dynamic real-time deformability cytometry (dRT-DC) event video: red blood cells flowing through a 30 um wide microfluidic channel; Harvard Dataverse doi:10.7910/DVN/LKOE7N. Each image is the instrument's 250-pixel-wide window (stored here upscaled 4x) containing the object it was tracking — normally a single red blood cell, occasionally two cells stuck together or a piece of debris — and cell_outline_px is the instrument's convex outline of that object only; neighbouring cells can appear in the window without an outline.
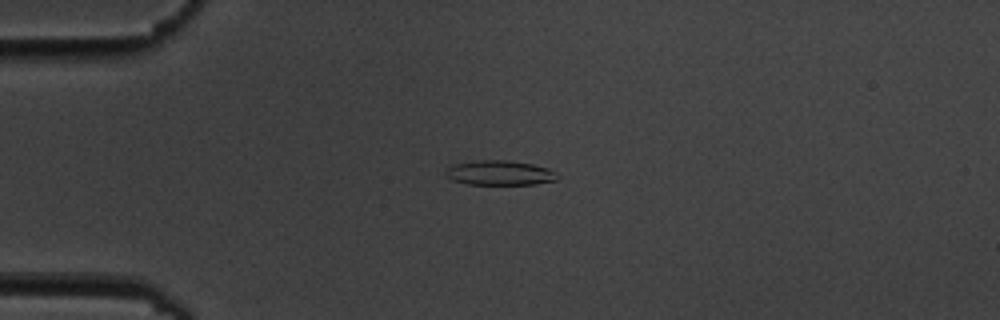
{"species": "common noctule bat (a hibernating species)", "species_latin": "Nyctalus noctula", "temperature_condition": "cold", "stored_images_in_passage": 5, "camera_frame_rate_fps": 3000, "um_per_image_px": 0.085, "animal": {"sex": "male", "body_mass_g": 19.5, "forearm_length_mm": 54.6}, "frame": {"image": 1, "passage_image": 5, "time_ms": 4.667, "image_size_px": [1000, 320], "cell_outline_px": [[560, 176], [556, 180], [536, 184], [468, 184], [452, 180], [444, 172], [448, 168], [456, 164], [476, 160], [508, 160], [532, 164], [548, 168], [556, 172]], "centroid_in_image_um": [42.52, 14.69], "position_along_channel_um": 42.5, "area_um2": 16.01}}